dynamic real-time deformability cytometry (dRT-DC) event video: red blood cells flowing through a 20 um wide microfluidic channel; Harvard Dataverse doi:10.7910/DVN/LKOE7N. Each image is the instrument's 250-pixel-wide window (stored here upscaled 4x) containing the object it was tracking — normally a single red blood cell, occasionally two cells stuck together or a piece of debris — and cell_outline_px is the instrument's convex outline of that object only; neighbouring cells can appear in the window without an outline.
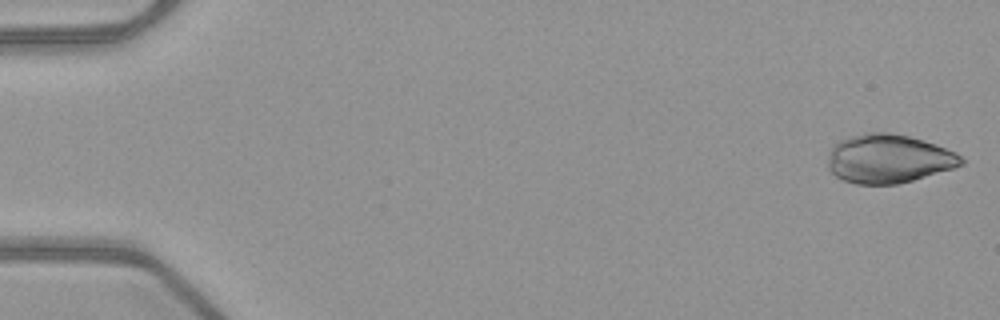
{"species": "common noctule bat (a hibernating species)", "species_latin": "Nyctalus noctula", "temperature_condition": "warm", "stored_images_in_passage": 16, "camera_frame_rate_fps": 3000, "um_per_image_px": 0.085, "animal": {"sex": "female", "body_mass_g": 21.9}, "frame": {"image": 1, "passage_image": 1, "time_ms": 0.0, "image_size_px": [1000, 320], "cell_outline_px": [[964, 164], [952, 168], [912, 180], [896, 184], [856, 184], [844, 180], [836, 176], [828, 168], [828, 156], [832, 144], [840, 140], [864, 132], [888, 132], [908, 136], [924, 140], [936, 144], [956, 152], [964, 160]], "centroid_in_image_um": [75.5, 13.48], "position_along_channel_um": 9.5, "area_um2": 37.86}}